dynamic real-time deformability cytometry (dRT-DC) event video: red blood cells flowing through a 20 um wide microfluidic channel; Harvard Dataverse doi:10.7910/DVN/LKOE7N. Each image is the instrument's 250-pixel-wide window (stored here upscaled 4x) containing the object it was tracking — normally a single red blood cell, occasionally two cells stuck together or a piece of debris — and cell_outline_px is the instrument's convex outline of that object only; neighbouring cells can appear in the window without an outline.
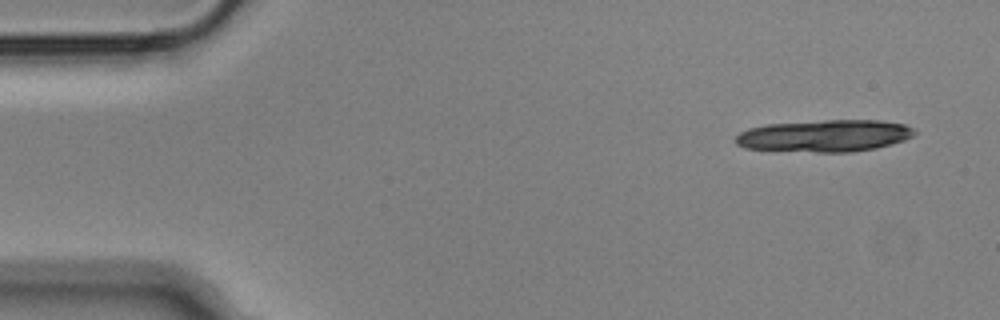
{"species": "Egyptian fruit bat (a non-hibernating species)", "species_latin": "Rousettus aegyptiacus", "temperature_condition": "cold", "stored_images_in_passage": 17, "camera_frame_rate_fps": 3000, "um_per_image_px": 0.085, "animal": {"sex": "male"}, "frame": {"image": 1, "passage_image": 1, "time_ms": 0.0, "image_size_px": [1000, 320], "cell_outline_px": [[916, 132], [912, 136], [904, 140], [892, 144], [876, 148], [852, 152], [816, 152], [744, 148], [736, 144], [736, 136], [740, 132], [748, 128], [768, 124], [824, 120], [880, 120], [904, 124], [912, 128]], "centroid_in_image_um": [70.1, 11.54], "position_along_channel_um": 14.9, "area_um2": 33.35}}